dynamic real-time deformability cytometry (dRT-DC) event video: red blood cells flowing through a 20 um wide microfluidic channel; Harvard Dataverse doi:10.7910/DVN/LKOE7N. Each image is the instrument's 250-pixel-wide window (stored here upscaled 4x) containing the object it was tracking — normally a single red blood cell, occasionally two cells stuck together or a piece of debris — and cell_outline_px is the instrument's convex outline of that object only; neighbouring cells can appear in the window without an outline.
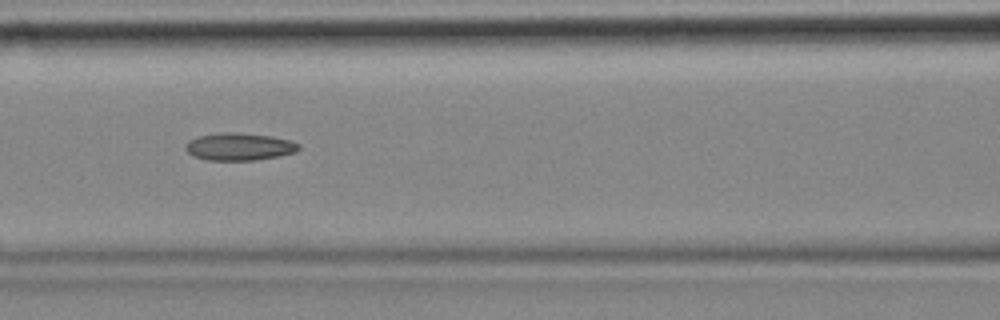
{"species": "common noctule bat (a hibernating species)", "species_latin": "Nyctalus noctula", "temperature_condition": "cold", "stored_images_in_passage": 13, "camera_frame_rate_fps": 3000, "um_per_image_px": 0.085, "animal": {"sex": "female", "body_mass_g": 18.4}, "frame": {"image": 1, "passage_image": 6, "time_ms": 1.667, "image_size_px": [1000, 320], "cell_outline_px": [[300, 148], [296, 152], [280, 156], [256, 160], [208, 160], [192, 156], [184, 148], [188, 140], [200, 136], [220, 132], [236, 132], [272, 136], [292, 140], [300, 144]], "centroid_in_image_um": [20.36, 12.46], "position_along_channel_um": 146.2, "area_um2": 18.32}}